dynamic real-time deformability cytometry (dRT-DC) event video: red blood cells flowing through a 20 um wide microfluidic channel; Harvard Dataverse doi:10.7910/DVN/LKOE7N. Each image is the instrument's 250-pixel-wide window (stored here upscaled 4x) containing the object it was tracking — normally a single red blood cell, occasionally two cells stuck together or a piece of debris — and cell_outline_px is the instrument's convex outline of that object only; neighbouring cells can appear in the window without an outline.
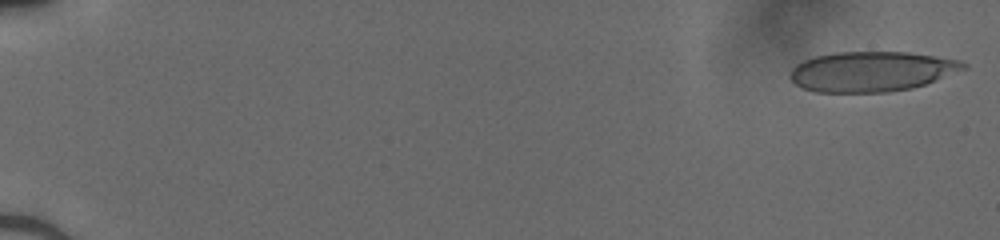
{"species": "human", "species_latin": "Homo sapiens", "temperature_condition": "cold", "stored_images_in_passage": 50, "camera_frame_rate_fps": 3000, "um_per_image_px": 0.085, "donor": {"sex": "male"}, "frame": {"image": 1, "passage_image": 1, "time_ms": 0.0, "image_size_px": [1000, 240], "cell_outline_px": [[968, 68], [924, 84], [912, 88], [888, 92], [816, 92], [804, 88], [796, 84], [788, 76], [792, 68], [796, 64], [804, 60], [816, 56], [836, 52], [908, 52], [960, 60], [968, 64]], "centroid_in_image_um": [74.08, 6.07], "position_along_channel_um": 10.9, "area_um2": 40.4}}
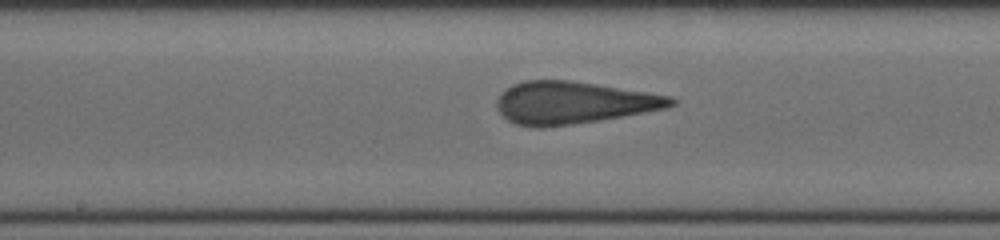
{"frame": {"image": 2, "passage_image": 28, "time_ms": 9.0, "image_size_px": [1000, 240], "cell_outline_px": [[676, 104], [668, 108], [600, 120], [544, 128], [532, 128], [516, 124], [508, 120], [496, 108], [496, 100], [500, 92], [504, 88], [512, 84], [524, 80], [572, 80], [672, 96], [676, 100]], "centroid_in_image_um": [48.7, 8.73], "position_along_channel_um": 199.5, "area_um2": 43.29}}
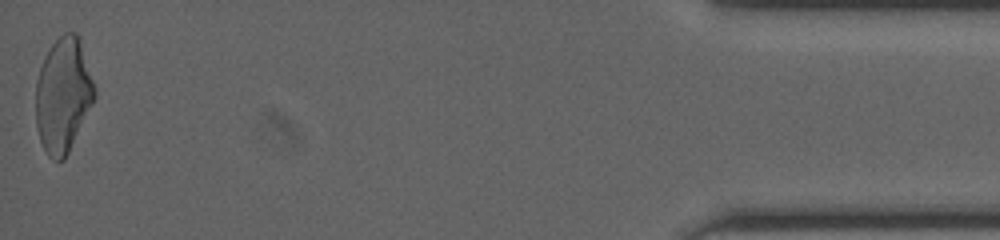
{"frame": {"image": 3, "passage_image": 50, "time_ms": 16.333, "image_size_px": [1000, 240], "cell_outline_px": [[96, 96], [64, 160], [52, 160], [48, 156], [40, 140], [36, 124], [36, 80], [44, 56], [48, 48], [64, 32], [76, 32], [96, 88]], "centroid_in_image_um": [5.35, 8.08], "position_along_channel_um": 429.9, "area_um2": 38.9}}